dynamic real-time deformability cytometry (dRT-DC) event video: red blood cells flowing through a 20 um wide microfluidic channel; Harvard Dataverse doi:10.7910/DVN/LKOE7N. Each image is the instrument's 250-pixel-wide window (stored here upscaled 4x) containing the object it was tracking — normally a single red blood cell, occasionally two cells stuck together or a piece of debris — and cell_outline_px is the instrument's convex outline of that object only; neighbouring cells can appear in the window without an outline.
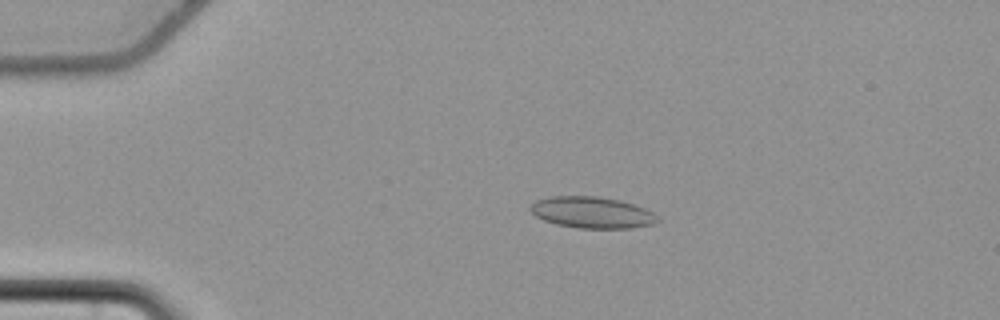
{"species": "common noctule bat (a hibernating species)", "species_latin": "Nyctalus noctula", "temperature_condition": "cold", "stored_images_in_passage": 58, "camera_frame_rate_fps": 3000, "um_per_image_px": 0.085, "animal": {"sex": "female", "body_mass_g": 22.7, "forearm_length_mm": 54.2}, "frame": {"image": 1, "passage_image": 14, "time_ms": 4.333, "image_size_px": [1000, 320], "cell_outline_px": [[664, 220], [652, 224], [632, 228], [576, 228], [556, 224], [544, 220], [536, 216], [528, 208], [536, 200], [552, 196], [596, 196], [620, 200], [644, 208], [660, 216]], "centroid_in_image_um": [50.36, 18.06], "position_along_channel_um": 34.6, "area_um2": 23.41}}
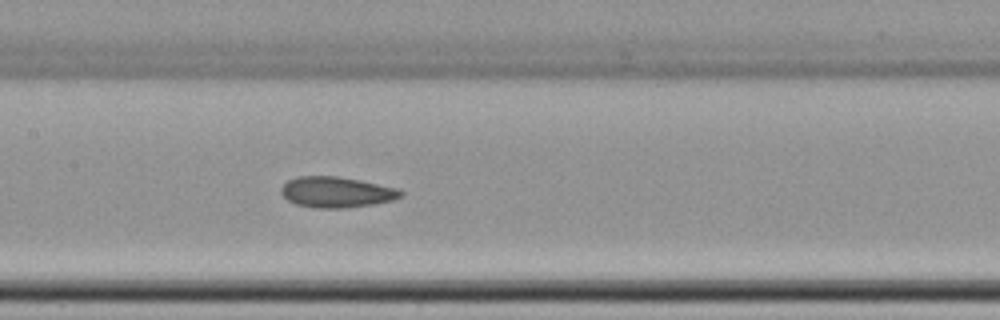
{"frame": {"image": 2, "passage_image": 30, "time_ms": 9.667, "image_size_px": [1000, 320], "cell_outline_px": [[404, 196], [392, 200], [372, 204], [344, 208], [316, 208], [296, 204], [288, 200], [280, 192], [280, 188], [288, 180], [296, 176], [336, 176], [360, 180], [400, 188], [404, 192]], "centroid_in_image_um": [28.62, 16.32], "position_along_channel_um": 178.8, "area_um2": 21.56}}
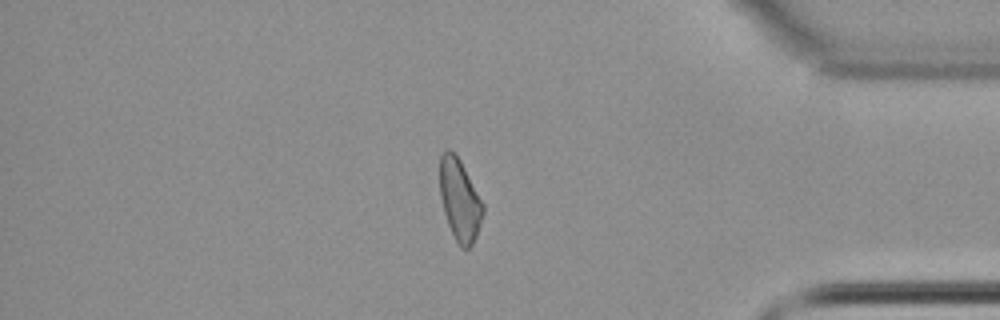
{"frame": {"image": 3, "passage_image": 50, "time_ms": 16.333, "image_size_px": [1000, 320], "cell_outline_px": [[484, 212], [476, 236], [472, 244], [468, 248], [460, 248], [448, 224], [444, 212], [440, 196], [440, 156], [448, 148], [460, 160], [484, 204]], "centroid_in_image_um": [39.08, 17.0], "position_along_channel_um": 396.1, "area_um2": 20.29}, "authors_computed_cell_mechanics": {"area_um2": 21.5883, "velocity_mm_per_s": 3.6822, "shape_relaxation_time_tau1_ms": null, "shape_relaxation_time_tau2_ms": 4.7825, "deformation_change_tau1": null, "deformation_change_tau2": 0.1123}}